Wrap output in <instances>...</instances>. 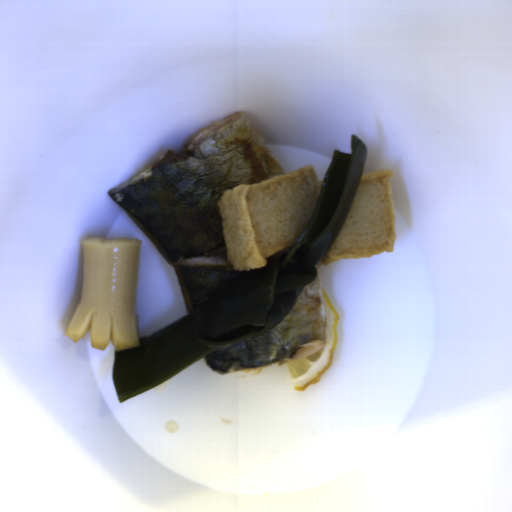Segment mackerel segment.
Masks as SVG:
<instances>
[{"label":"mackerel segment","mask_w":512,"mask_h":512,"mask_svg":"<svg viewBox=\"0 0 512 512\" xmlns=\"http://www.w3.org/2000/svg\"><path fill=\"white\" fill-rule=\"evenodd\" d=\"M107 191L175 268L187 314L248 271L232 265L181 264L221 257L227 262L217 202L236 185L284 175L244 111L203 129L185 147Z\"/></svg>","instance_id":"14911b7f"},{"label":"mackerel segment","mask_w":512,"mask_h":512,"mask_svg":"<svg viewBox=\"0 0 512 512\" xmlns=\"http://www.w3.org/2000/svg\"><path fill=\"white\" fill-rule=\"evenodd\" d=\"M327 329V308L315 278L298 290L292 308L276 324L231 341H199L212 350L202 358L212 371L245 372L277 365L304 345L322 344Z\"/></svg>","instance_id":"c1d32c5f"}]
</instances>
